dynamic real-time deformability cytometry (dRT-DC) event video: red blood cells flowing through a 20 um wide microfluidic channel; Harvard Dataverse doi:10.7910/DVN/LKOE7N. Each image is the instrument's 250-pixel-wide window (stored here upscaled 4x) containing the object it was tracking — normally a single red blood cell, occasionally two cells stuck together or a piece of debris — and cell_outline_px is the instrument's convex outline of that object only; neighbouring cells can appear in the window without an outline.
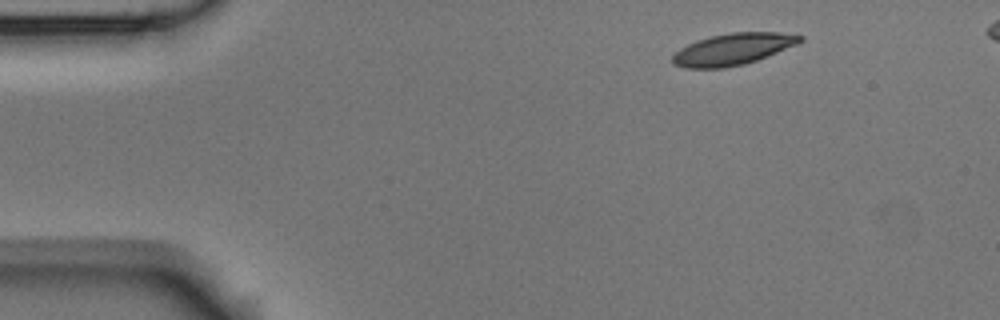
{"species": "Egyptian fruit bat (a non-hibernating species)", "species_latin": "Rousettus aegyptiacus", "temperature_condition": "room temperature", "stored_images_in_passage": 4, "segment_of_instrument_passage": [1, 2], "camera_frame_rate_fps": 3000, "um_per_image_px": 0.085, "animal": {"sex": "male"}, "frame": {"image": 1, "passage_image": 1, "time_ms": 0.0, "image_size_px": [1000, 320], "cell_outline_px": [[804, 40], [796, 44], [756, 60], [744, 64], [724, 68], [684, 68], [672, 64], [672, 56], [680, 48], [696, 40], [712, 36], [732, 32], [780, 32], [804, 36]], "centroid_in_image_um": [62.26, 4.18], "position_along_channel_um": 22.7, "area_um2": 23.35}}